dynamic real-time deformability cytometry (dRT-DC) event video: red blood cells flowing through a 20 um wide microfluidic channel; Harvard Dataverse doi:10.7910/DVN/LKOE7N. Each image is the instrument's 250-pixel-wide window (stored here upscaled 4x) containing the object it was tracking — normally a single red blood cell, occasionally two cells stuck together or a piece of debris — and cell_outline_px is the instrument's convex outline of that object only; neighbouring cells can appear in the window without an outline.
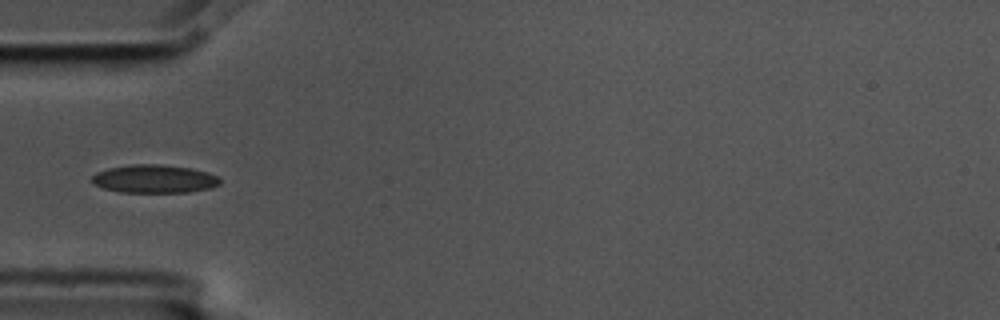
{"species": "common noctule bat (a hibernating species)", "species_latin": "Nyctalus noctula", "temperature_condition": "cold", "stored_images_in_passage": 5, "camera_frame_rate_fps": 3000, "um_per_image_px": 0.085, "animal": {"sex": "male", "body_mass_g": 17.5, "forearm_length_mm": 52.3}, "frame": {"image": 1, "passage_image": 5, "time_ms": 1.333, "image_size_px": [1000, 320], "cell_outline_px": [[220, 184], [212, 188], [188, 192], [120, 192], [104, 188], [92, 184], [92, 176], [96, 172], [108, 168], [132, 164], [160, 164], [192, 168], [208, 172], [216, 176], [220, 180]], "centroid_in_image_um": [13.11, 15.2], "position_along_channel_um": 71.9, "area_um2": 21.15}}